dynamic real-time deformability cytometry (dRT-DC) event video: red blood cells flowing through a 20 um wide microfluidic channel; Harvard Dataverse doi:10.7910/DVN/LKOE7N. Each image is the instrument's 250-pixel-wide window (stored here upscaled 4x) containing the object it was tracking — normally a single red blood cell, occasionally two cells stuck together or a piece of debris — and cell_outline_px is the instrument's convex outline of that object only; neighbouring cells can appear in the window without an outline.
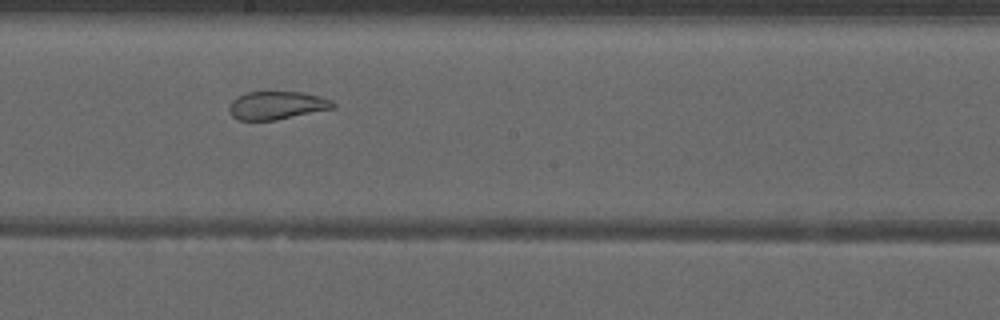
{"species": "common noctule bat (a hibernating species)", "species_latin": "Nyctalus noctula", "temperature_condition": "warm", "stored_images_in_passage": 47, "camera_frame_rate_fps": 3000, "um_per_image_px": 0.085, "animal": {"sex": "male", "forearm_length_mm": 52.5}, "frame": {"image": 1, "passage_image": 25, "time_ms": 8.0, "image_size_px": [1000, 320], "cell_outline_px": [[336, 108], [276, 120], [240, 120], [232, 116], [228, 112], [228, 108], [232, 100], [236, 96], [248, 92], [304, 92], [320, 96], [332, 100], [336, 104]], "centroid_in_image_um": [23.55, 8.95], "position_along_channel_um": 224.7, "area_um2": 17.22}}
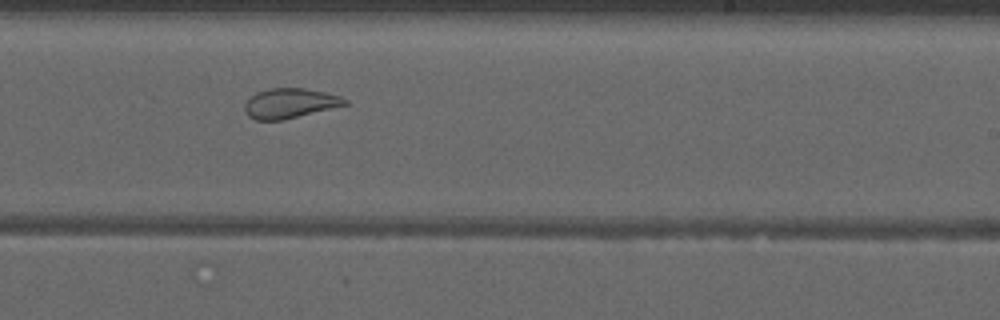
{"frame": {"image": 2, "passage_image": 28, "time_ms": 9.0, "image_size_px": [1000, 320], "cell_outline_px": [[348, 104], [284, 120], [256, 120], [248, 116], [244, 112], [244, 104], [256, 92], [268, 88], [304, 88], [324, 92], [340, 96], [348, 100]], "centroid_in_image_um": [24.61, 8.78], "position_along_channel_um": 264.4, "area_um2": 17.46}}
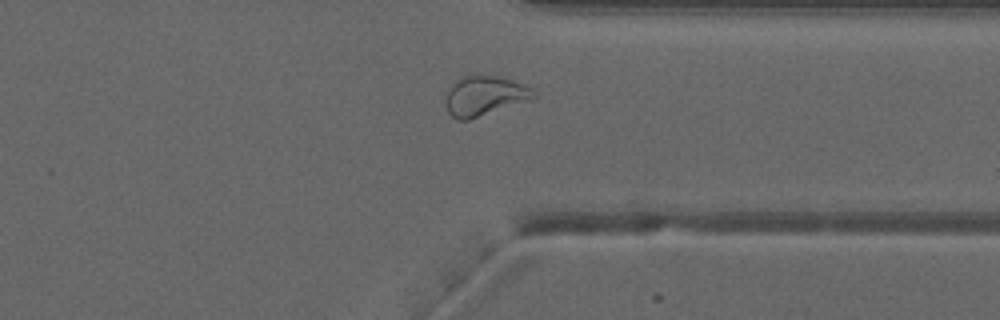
{"frame": {"image": 3, "passage_image": 36, "time_ms": 11.667, "image_size_px": [1000, 320], "cell_outline_px": [[536, 96], [532, 100], [468, 120], [456, 120], [448, 112], [444, 100], [444, 92], [460, 76], [496, 76], [512, 80], [524, 84], [532, 88], [536, 92]], "centroid_in_image_um": [41.17, 8.16], "position_along_channel_um": 370.2, "area_um2": 20.69}, "authors_computed_cell_mechanics": {"area_um2": 23.2934, "velocity_mm_per_s": 3.9916, "shape_relaxation_time_tau1_ms": null, "shape_relaxation_time_tau2_ms": 1.9528, "deformation_change_tau1": null, "deformation_change_tau2": 0.0967}}